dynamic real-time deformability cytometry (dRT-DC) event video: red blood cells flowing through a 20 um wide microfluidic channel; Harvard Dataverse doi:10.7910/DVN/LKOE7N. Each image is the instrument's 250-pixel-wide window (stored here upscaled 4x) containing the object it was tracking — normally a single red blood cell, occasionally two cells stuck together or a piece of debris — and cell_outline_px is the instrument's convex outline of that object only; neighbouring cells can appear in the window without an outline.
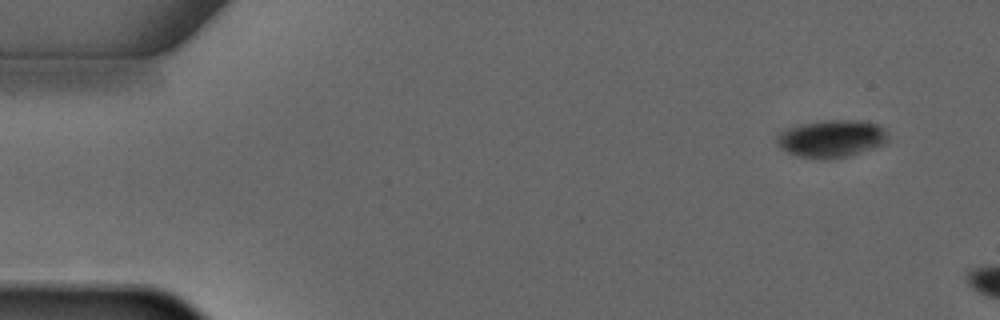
{"species": "common noctule bat (a hibernating species)", "species_latin": "Nyctalus noctula", "temperature_condition": "warm", "stored_images_in_passage": 2, "camera_frame_rate_fps": 3000, "um_per_image_px": 0.085, "animal": {"sex": "male", "forearm_length_mm": 52.5}, "frame": {"image": 1, "passage_image": 1, "time_ms": 0.0, "image_size_px": [1000, 320], "cell_outline_px": [[888, 144], [848, 156], [828, 160], [824, 160], [800, 156], [788, 152], [780, 148], [776, 144], [776, 136], [780, 132], [788, 128], [800, 124], [820, 120], [868, 120], [884, 128], [888, 132]], "centroid_in_image_um": [70.72, 11.78], "position_along_channel_um": 14.3, "area_um2": 24.8}}